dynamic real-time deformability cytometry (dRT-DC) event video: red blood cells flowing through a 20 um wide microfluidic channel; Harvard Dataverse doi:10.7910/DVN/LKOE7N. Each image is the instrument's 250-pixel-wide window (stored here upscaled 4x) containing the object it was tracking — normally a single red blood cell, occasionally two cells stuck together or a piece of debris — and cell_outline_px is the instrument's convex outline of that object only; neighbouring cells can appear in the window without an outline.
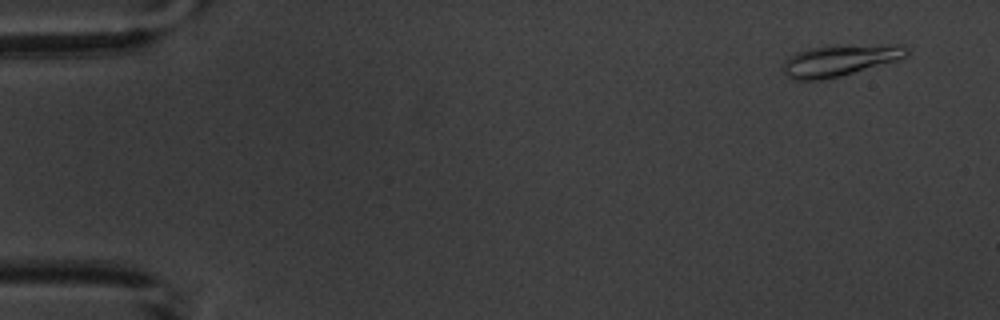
{"species": "common noctule bat (a hibernating species)", "species_latin": "Nyctalus noctula", "temperature_condition": "warm", "stored_images_in_passage": 6, "camera_frame_rate_fps": 3000, "um_per_image_px": 0.085, "animal": {"sex": "male", "body_mass_g": 20.1, "forearm_length_mm": 53.5}, "frame": {"image": 1, "passage_image": 2, "time_ms": 1.0, "image_size_px": [1000, 320], "cell_outline_px": [[908, 52], [904, 56], [896, 60], [840, 76], [824, 80], [792, 80], [784, 72], [784, 60], [796, 52], [812, 48], [896, 44], [904, 44], [908, 48]], "centroid_in_image_um": [71.36, 5.15], "position_along_channel_um": 13.6, "area_um2": 21.91}}